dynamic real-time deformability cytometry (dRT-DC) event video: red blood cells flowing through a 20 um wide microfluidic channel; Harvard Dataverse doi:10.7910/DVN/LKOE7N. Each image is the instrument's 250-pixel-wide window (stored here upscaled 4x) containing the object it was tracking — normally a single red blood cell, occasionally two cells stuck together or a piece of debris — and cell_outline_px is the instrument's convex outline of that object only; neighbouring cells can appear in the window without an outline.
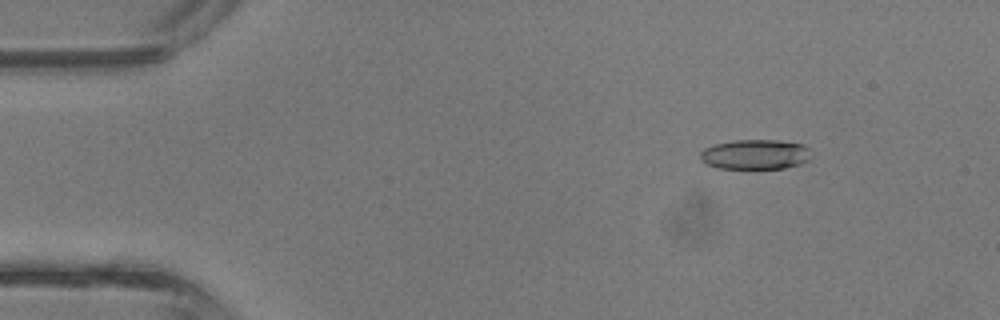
{"species": "common noctule bat (a hibernating species)", "species_latin": "Nyctalus noctula", "temperature_condition": "room temperature", "stored_images_in_passage": 43, "camera_frame_rate_fps": 3000, "um_per_image_px": 0.085, "animal": {"sex": "male", "body_mass_g": 13.3}, "frame": {"image": 1, "passage_image": 6, "time_ms": 1.667, "image_size_px": [1000, 320], "cell_outline_px": [[808, 160], [800, 164], [784, 168], [716, 168], [700, 160], [700, 152], [704, 148], [716, 144], [732, 140], [776, 140], [804, 144], [808, 148]], "centroid_in_image_um": [64.16, 13.12], "position_along_channel_um": 20.8, "area_um2": 19.19}}
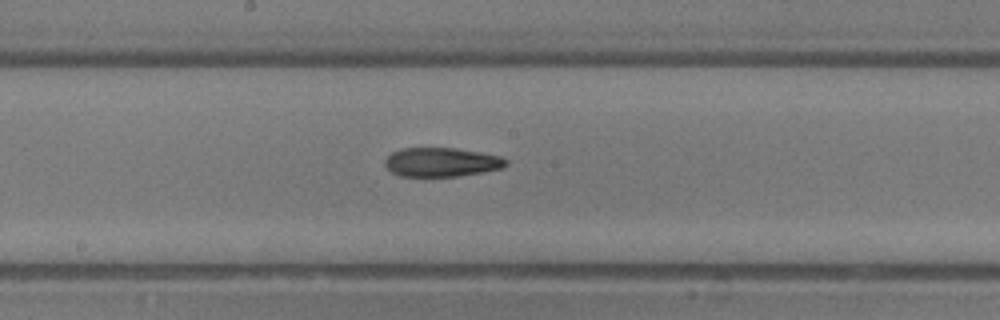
{"frame": {"image": 2, "passage_image": 23, "time_ms": 7.333, "image_size_px": [1000, 320], "cell_outline_px": [[508, 164], [504, 168], [456, 176], [400, 176], [392, 172], [384, 164], [384, 160], [392, 152], [400, 148], [456, 148], [480, 152], [500, 156], [508, 160]], "centroid_in_image_um": [37.53, 13.77], "position_along_channel_um": 210.7, "area_um2": 20.46}}
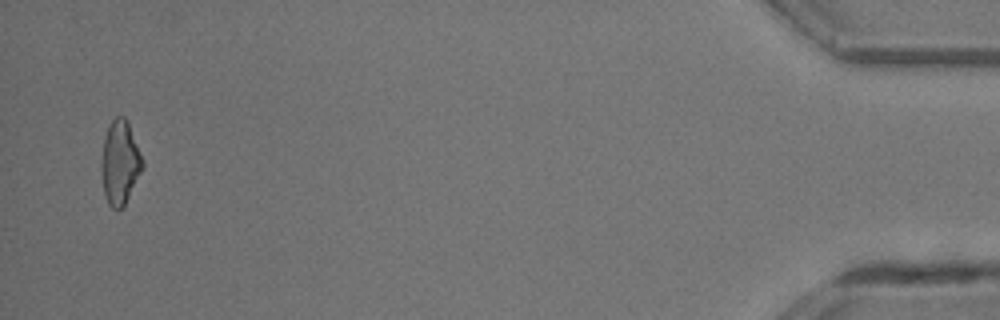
{"frame": {"image": 3, "passage_image": 42, "time_ms": 13.667, "image_size_px": [1000, 320], "cell_outline_px": [[144, 164], [124, 204], [120, 208], [112, 208], [108, 204], [104, 192], [100, 168], [100, 160], [104, 136], [112, 120], [116, 116], [124, 116], [128, 120], [144, 160]], "centroid_in_image_um": [10.18, 13.75], "position_along_channel_um": 425.0, "area_um2": 20.06}, "authors_computed_cell_mechanics": {"area_um2": 20.23, "velocity_mm_per_s": 4.8409, "shape_relaxation_time_tau1_ms": 6.1377, "shape_relaxation_time_tau2_ms": 3.2323, "deformation_change_tau1": 0.2179, "deformation_change_tau2": 0.1263}}